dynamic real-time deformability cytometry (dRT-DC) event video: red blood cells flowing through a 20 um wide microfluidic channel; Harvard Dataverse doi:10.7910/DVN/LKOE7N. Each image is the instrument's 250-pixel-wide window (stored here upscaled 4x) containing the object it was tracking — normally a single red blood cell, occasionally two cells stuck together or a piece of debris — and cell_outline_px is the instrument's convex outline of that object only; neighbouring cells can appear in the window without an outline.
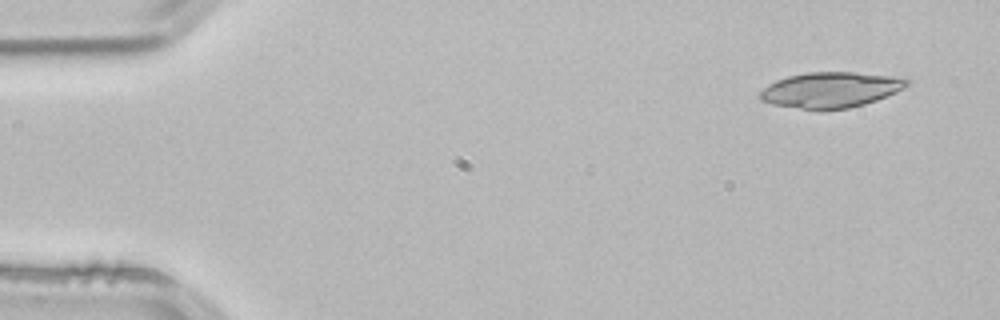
{"species": "common noctule bat (a hibernating species)", "species_latin": "Nyctalus noctula", "temperature_condition": "room temperature", "stored_images_in_passage": 2, "camera_frame_rate_fps": 3000, "um_per_image_px": 0.085, "animal": {"sex": "male", "body_mass_g": 21.5, "forearm_length_mm": 52.0}, "frame": {"image": 1, "passage_image": 1, "time_ms": 0.0, "image_size_px": [1000, 320], "cell_outline_px": [[908, 84], [904, 88], [896, 92], [876, 100], [864, 104], [848, 108], [824, 112], [816, 112], [772, 104], [760, 100], [756, 96], [768, 84], [776, 80], [788, 76], [808, 72], [852, 72], [892, 76], [908, 80]], "centroid_in_image_um": [70.53, 7.67], "position_along_channel_um": 14.5, "area_um2": 30.92}}